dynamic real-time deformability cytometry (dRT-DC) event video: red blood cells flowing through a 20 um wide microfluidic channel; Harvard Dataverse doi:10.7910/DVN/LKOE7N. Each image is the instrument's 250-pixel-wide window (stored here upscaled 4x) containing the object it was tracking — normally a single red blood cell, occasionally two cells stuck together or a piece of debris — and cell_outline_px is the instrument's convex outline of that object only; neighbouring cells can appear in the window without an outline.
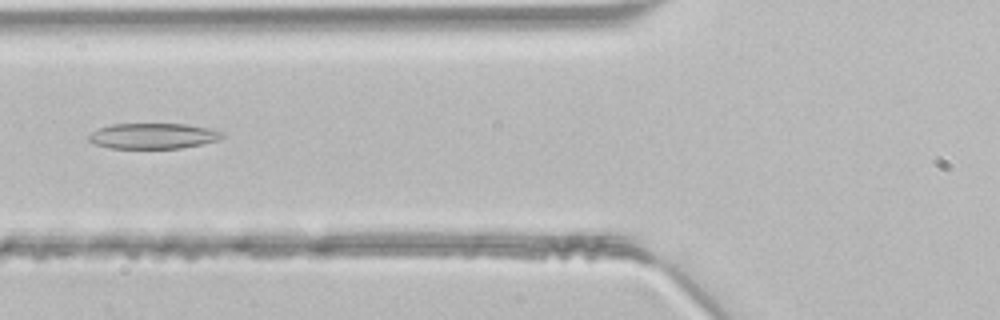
{"species": "common noctule bat (a hibernating species)", "species_latin": "Nyctalus noctula", "temperature_condition": "room temperature", "stored_images_in_passage": 41, "camera_frame_rate_fps": 3000, "um_per_image_px": 0.085, "animal": {"sex": "male", "body_mass_g": 21.5, "forearm_length_mm": 52.0}, "frame": {"image": 1, "passage_image": 13, "time_ms": 4.0, "image_size_px": [1000, 320], "cell_outline_px": [[224, 136], [220, 140], [204, 144], [180, 148], [112, 148], [96, 144], [88, 140], [88, 136], [92, 132], [100, 128], [112, 124], [188, 124], [208, 128], [224, 132]], "centroid_in_image_um": [13.07, 11.55], "position_along_channel_um": 112.7, "area_um2": 19.88}}
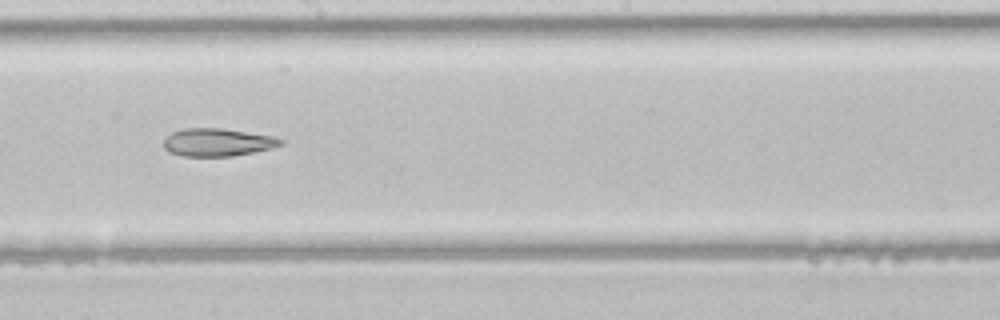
{"frame": {"image": 2, "passage_image": 21, "time_ms": 6.667, "image_size_px": [1000, 320], "cell_outline_px": [[284, 144], [272, 148], [232, 156], [184, 156], [168, 152], [164, 148], [164, 140], [172, 132], [184, 128], [224, 128], [272, 136], [284, 140]], "centroid_in_image_um": [18.49, 12.09], "position_along_channel_um": 229.7, "area_um2": 18.96}}
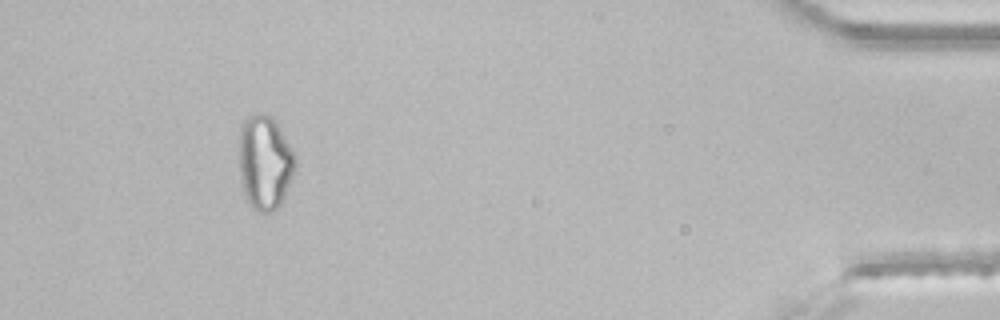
{"frame": {"image": 3, "passage_image": 38, "time_ms": 12.333, "image_size_px": [1000, 320], "cell_outline_px": [[296, 168], [284, 196], [280, 204], [276, 208], [268, 212], [256, 212], [248, 204], [244, 196], [240, 176], [240, 128], [244, 120], [252, 112], [260, 112], [272, 116], [276, 120], [296, 156]], "centroid_in_image_um": [22.51, 13.78], "position_along_channel_um": 412.7, "area_um2": 31.21}}